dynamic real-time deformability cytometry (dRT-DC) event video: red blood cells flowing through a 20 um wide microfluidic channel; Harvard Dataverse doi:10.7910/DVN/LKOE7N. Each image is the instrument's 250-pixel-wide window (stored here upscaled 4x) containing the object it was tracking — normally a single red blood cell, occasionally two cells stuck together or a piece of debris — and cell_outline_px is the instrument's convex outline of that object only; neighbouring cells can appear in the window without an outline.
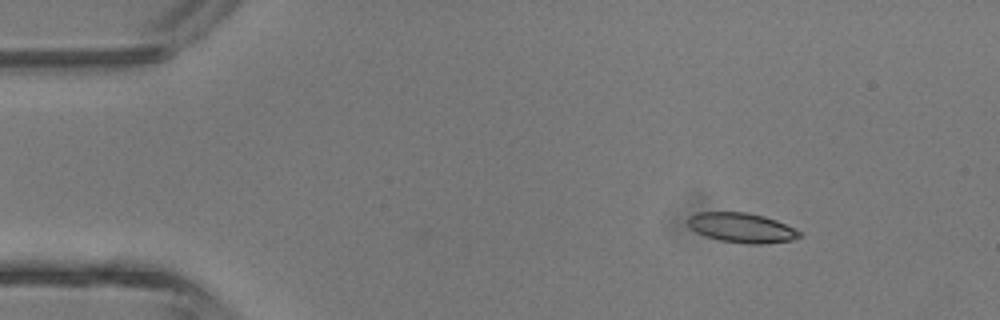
{"species": "common noctule bat (a hibernating species)", "species_latin": "Nyctalus noctula", "temperature_condition": "room temperature", "stored_images_in_passage": 2, "camera_frame_rate_fps": 3000, "um_per_image_px": 0.085, "animal": {"sex": "male", "body_mass_g": 13.3}, "frame": {"image": 1, "passage_image": 2, "time_ms": 1.333, "image_size_px": [1000, 320], "cell_outline_px": [[804, 236], [792, 240], [764, 244], [748, 244], [720, 240], [696, 232], [688, 224], [688, 216], [696, 212], [748, 212], [764, 216], [776, 220], [796, 228], [804, 232]], "centroid_in_image_um": [63.12, 19.35], "position_along_channel_um": 21.9, "area_um2": 19.54}}